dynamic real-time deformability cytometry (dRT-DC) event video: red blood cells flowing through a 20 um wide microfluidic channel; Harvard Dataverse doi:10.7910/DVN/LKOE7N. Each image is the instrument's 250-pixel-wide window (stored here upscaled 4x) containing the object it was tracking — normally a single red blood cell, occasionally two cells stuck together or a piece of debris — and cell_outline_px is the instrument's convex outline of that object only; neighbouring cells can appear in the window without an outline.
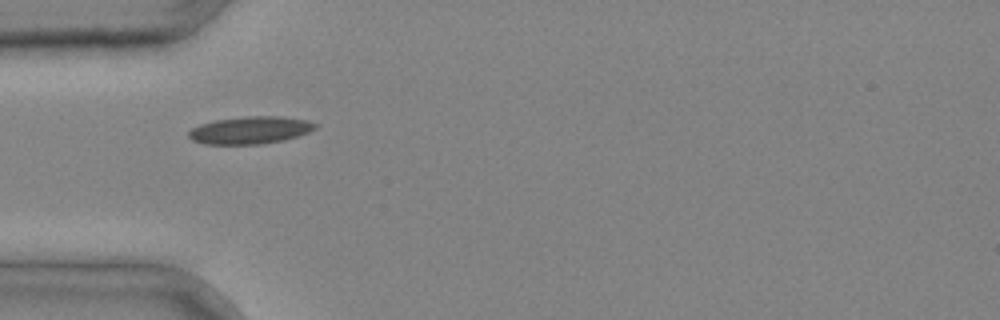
{"species": "common noctule bat (a hibernating species)", "species_latin": "Nyctalus noctula", "temperature_condition": "cold", "stored_images_in_passage": 3, "camera_frame_rate_fps": 3000, "um_per_image_px": 0.085, "animal": {"sex": "male", "body_mass_g": 20.4}, "frame": {"image": 1, "passage_image": 3, "time_ms": 0.667, "image_size_px": [1000, 320], "cell_outline_px": [[320, 124], [316, 128], [308, 132], [284, 140], [260, 144], [204, 144], [192, 140], [188, 136], [188, 132], [192, 128], [200, 124], [216, 120], [244, 116], [280, 116], [308, 120]], "centroid_in_image_um": [21.28, 11.06], "position_along_channel_um": 63.7, "area_um2": 20.29}}